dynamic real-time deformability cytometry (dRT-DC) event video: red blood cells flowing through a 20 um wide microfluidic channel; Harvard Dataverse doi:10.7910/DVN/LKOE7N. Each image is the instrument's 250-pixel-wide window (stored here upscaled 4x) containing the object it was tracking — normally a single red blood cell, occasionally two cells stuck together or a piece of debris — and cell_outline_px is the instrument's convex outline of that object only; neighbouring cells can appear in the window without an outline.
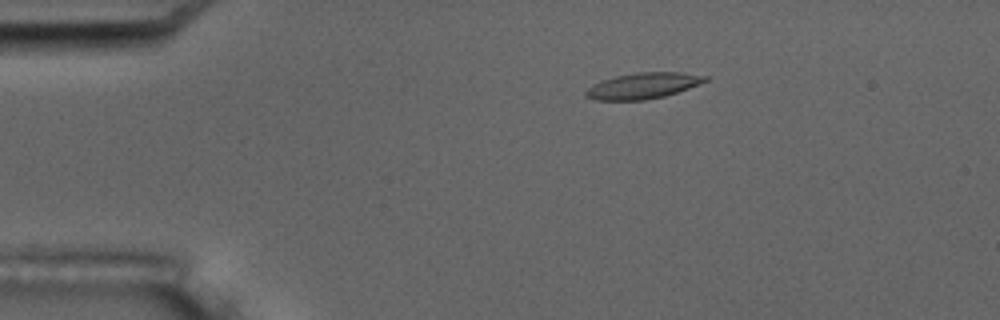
{"species": "common noctule bat (a hibernating species)", "species_latin": "Nyctalus noctula", "temperature_condition": "room temperature", "stored_images_in_passage": 2, "camera_frame_rate_fps": 3000, "um_per_image_px": 0.085, "animal": {"sex": "male", "body_mass_g": 17.5, "forearm_length_mm": 52.3}, "frame": {"image": 1, "passage_image": 1, "time_ms": 0.0, "image_size_px": [1000, 320], "cell_outline_px": [[708, 80], [688, 88], [664, 96], [644, 100], [596, 100], [584, 96], [584, 92], [592, 84], [600, 80], [616, 76], [636, 72], [680, 72], [708, 76]], "centroid_in_image_um": [54.61, 7.28], "position_along_channel_um": 30.4, "area_um2": 18.03}}